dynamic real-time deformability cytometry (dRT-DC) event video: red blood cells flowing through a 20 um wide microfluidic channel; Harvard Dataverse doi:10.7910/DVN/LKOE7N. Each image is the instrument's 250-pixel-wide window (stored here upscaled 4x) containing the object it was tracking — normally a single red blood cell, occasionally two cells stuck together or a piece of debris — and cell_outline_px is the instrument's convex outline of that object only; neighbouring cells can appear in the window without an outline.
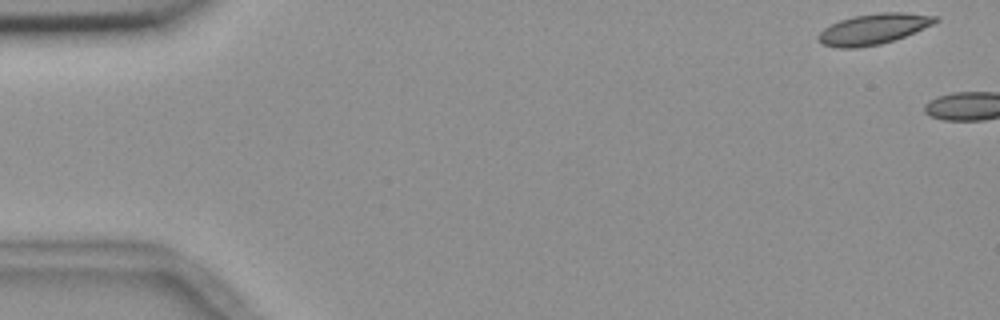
{"species": "common noctule bat (a hibernating species)", "species_latin": "Nyctalus noctula", "temperature_condition": "room temperature", "stored_images_in_passage": 4, "camera_frame_rate_fps": 3000, "um_per_image_px": 0.085, "animal": {"sex": "female", "body_mass_g": 18.4}, "frame": {"image": 1, "passage_image": 1, "time_ms": 0.0, "image_size_px": [1000, 320], "cell_outline_px": [[940, 20], [932, 24], [904, 36], [880, 44], [856, 48], [836, 48], [820, 44], [816, 40], [816, 36], [824, 28], [840, 20], [852, 16], [880, 12], [904, 12], [940, 16]], "centroid_in_image_um": [74.2, 2.46], "position_along_channel_um": 10.8, "area_um2": 20.98}}